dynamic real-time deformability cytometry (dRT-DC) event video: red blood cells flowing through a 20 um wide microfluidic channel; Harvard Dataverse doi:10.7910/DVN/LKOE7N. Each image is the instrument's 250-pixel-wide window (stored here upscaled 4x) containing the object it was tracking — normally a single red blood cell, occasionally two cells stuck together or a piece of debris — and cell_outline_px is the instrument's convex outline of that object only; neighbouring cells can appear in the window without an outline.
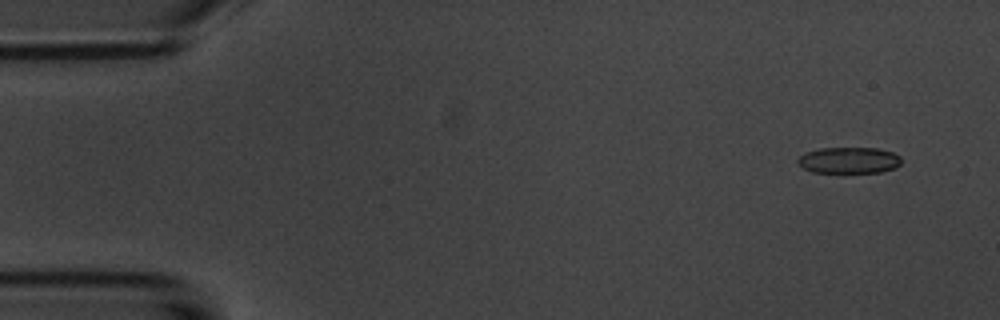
{"species": "common noctule bat (a hibernating species)", "species_latin": "Nyctalus noctula", "temperature_condition": "room temperature", "stored_images_in_passage": 5, "camera_frame_rate_fps": 3000, "um_per_image_px": 0.085, "animal": {"sex": "male", "body_mass_g": 20.1, "forearm_length_mm": 53.5}, "frame": {"image": 1, "passage_image": 1, "time_ms": 0.0, "image_size_px": [1000, 320], "cell_outline_px": [[900, 164], [896, 168], [880, 172], [844, 176], [812, 172], [796, 164], [796, 160], [804, 152], [820, 148], [876, 148], [892, 152], [900, 156]], "centroid_in_image_um": [72.11, 13.68], "position_along_channel_um": 12.9, "area_um2": 16.88}}
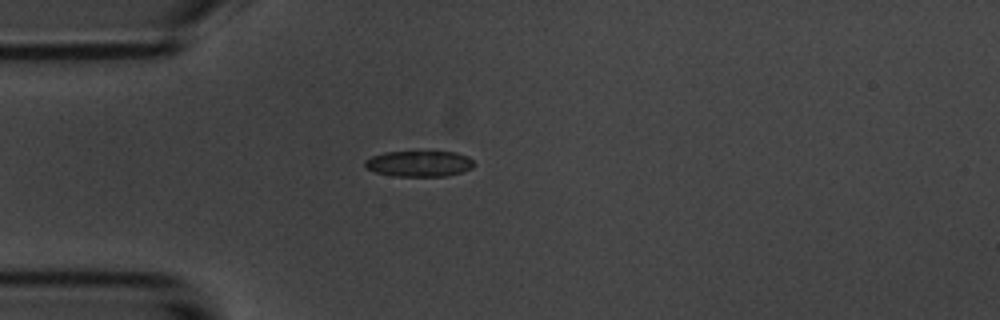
{"frame": {"image": 2, "passage_image": 4, "time_ms": 3.667, "image_size_px": [1000, 320], "cell_outline_px": [[476, 164], [472, 168], [448, 176], [392, 176], [376, 172], [364, 168], [364, 160], [372, 156], [384, 152], [456, 152], [468, 156]], "centroid_in_image_um": [35.61, 13.91], "position_along_channel_um": 49.4, "area_um2": 16.53}}